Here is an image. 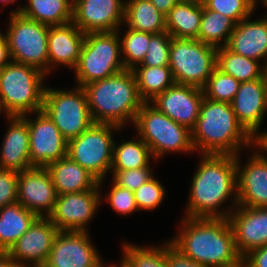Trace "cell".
<instances>
[{
  "label": "cell",
  "mask_w": 267,
  "mask_h": 267,
  "mask_svg": "<svg viewBox=\"0 0 267 267\" xmlns=\"http://www.w3.org/2000/svg\"><path fill=\"white\" fill-rule=\"evenodd\" d=\"M118 31L85 34L81 55L73 69L77 86L114 76L125 70ZM120 57V58H119Z\"/></svg>",
  "instance_id": "cell-7"
},
{
  "label": "cell",
  "mask_w": 267,
  "mask_h": 267,
  "mask_svg": "<svg viewBox=\"0 0 267 267\" xmlns=\"http://www.w3.org/2000/svg\"><path fill=\"white\" fill-rule=\"evenodd\" d=\"M1 3H4L3 5H6V4H13L14 2H16V0H0Z\"/></svg>",
  "instance_id": "cell-54"
},
{
  "label": "cell",
  "mask_w": 267,
  "mask_h": 267,
  "mask_svg": "<svg viewBox=\"0 0 267 267\" xmlns=\"http://www.w3.org/2000/svg\"><path fill=\"white\" fill-rule=\"evenodd\" d=\"M121 41V58L125 69L132 70L141 64L149 46L151 33L135 31L126 26Z\"/></svg>",
  "instance_id": "cell-35"
},
{
  "label": "cell",
  "mask_w": 267,
  "mask_h": 267,
  "mask_svg": "<svg viewBox=\"0 0 267 267\" xmlns=\"http://www.w3.org/2000/svg\"><path fill=\"white\" fill-rule=\"evenodd\" d=\"M235 209L228 220L236 249L243 258L250 251L267 245V207L236 206Z\"/></svg>",
  "instance_id": "cell-20"
},
{
  "label": "cell",
  "mask_w": 267,
  "mask_h": 267,
  "mask_svg": "<svg viewBox=\"0 0 267 267\" xmlns=\"http://www.w3.org/2000/svg\"><path fill=\"white\" fill-rule=\"evenodd\" d=\"M122 261L128 267H168L166 261V242L164 245L137 246L122 243Z\"/></svg>",
  "instance_id": "cell-34"
},
{
  "label": "cell",
  "mask_w": 267,
  "mask_h": 267,
  "mask_svg": "<svg viewBox=\"0 0 267 267\" xmlns=\"http://www.w3.org/2000/svg\"><path fill=\"white\" fill-rule=\"evenodd\" d=\"M89 231H59L44 267H103Z\"/></svg>",
  "instance_id": "cell-13"
},
{
  "label": "cell",
  "mask_w": 267,
  "mask_h": 267,
  "mask_svg": "<svg viewBox=\"0 0 267 267\" xmlns=\"http://www.w3.org/2000/svg\"><path fill=\"white\" fill-rule=\"evenodd\" d=\"M37 218L18 202L0 208V251H8Z\"/></svg>",
  "instance_id": "cell-29"
},
{
  "label": "cell",
  "mask_w": 267,
  "mask_h": 267,
  "mask_svg": "<svg viewBox=\"0 0 267 267\" xmlns=\"http://www.w3.org/2000/svg\"><path fill=\"white\" fill-rule=\"evenodd\" d=\"M258 0H251V5H252V10H253V13H254V11L256 10V8H257V4H258ZM260 4L262 5H264L265 6V8H267V0H260ZM256 7V8H255Z\"/></svg>",
  "instance_id": "cell-49"
},
{
  "label": "cell",
  "mask_w": 267,
  "mask_h": 267,
  "mask_svg": "<svg viewBox=\"0 0 267 267\" xmlns=\"http://www.w3.org/2000/svg\"><path fill=\"white\" fill-rule=\"evenodd\" d=\"M180 1H186V2H192V3L204 5L208 0H180Z\"/></svg>",
  "instance_id": "cell-50"
},
{
  "label": "cell",
  "mask_w": 267,
  "mask_h": 267,
  "mask_svg": "<svg viewBox=\"0 0 267 267\" xmlns=\"http://www.w3.org/2000/svg\"><path fill=\"white\" fill-rule=\"evenodd\" d=\"M85 33L73 22L49 26L48 30V74L56 65L74 69L81 55Z\"/></svg>",
  "instance_id": "cell-22"
},
{
  "label": "cell",
  "mask_w": 267,
  "mask_h": 267,
  "mask_svg": "<svg viewBox=\"0 0 267 267\" xmlns=\"http://www.w3.org/2000/svg\"><path fill=\"white\" fill-rule=\"evenodd\" d=\"M216 67L240 83L263 78L264 73L263 63L235 54L226 47L217 48Z\"/></svg>",
  "instance_id": "cell-32"
},
{
  "label": "cell",
  "mask_w": 267,
  "mask_h": 267,
  "mask_svg": "<svg viewBox=\"0 0 267 267\" xmlns=\"http://www.w3.org/2000/svg\"><path fill=\"white\" fill-rule=\"evenodd\" d=\"M128 28L156 34L166 31V18L150 0H125L124 23Z\"/></svg>",
  "instance_id": "cell-27"
},
{
  "label": "cell",
  "mask_w": 267,
  "mask_h": 267,
  "mask_svg": "<svg viewBox=\"0 0 267 267\" xmlns=\"http://www.w3.org/2000/svg\"><path fill=\"white\" fill-rule=\"evenodd\" d=\"M242 259L246 267H267V245L250 251Z\"/></svg>",
  "instance_id": "cell-44"
},
{
  "label": "cell",
  "mask_w": 267,
  "mask_h": 267,
  "mask_svg": "<svg viewBox=\"0 0 267 267\" xmlns=\"http://www.w3.org/2000/svg\"><path fill=\"white\" fill-rule=\"evenodd\" d=\"M58 195L100 189L98 180L68 156L46 166Z\"/></svg>",
  "instance_id": "cell-25"
},
{
  "label": "cell",
  "mask_w": 267,
  "mask_h": 267,
  "mask_svg": "<svg viewBox=\"0 0 267 267\" xmlns=\"http://www.w3.org/2000/svg\"><path fill=\"white\" fill-rule=\"evenodd\" d=\"M139 139H137V138ZM150 158H154L149 146L137 135L129 141L122 139L121 144L114 142L113 160L110 171H125L150 167Z\"/></svg>",
  "instance_id": "cell-30"
},
{
  "label": "cell",
  "mask_w": 267,
  "mask_h": 267,
  "mask_svg": "<svg viewBox=\"0 0 267 267\" xmlns=\"http://www.w3.org/2000/svg\"><path fill=\"white\" fill-rule=\"evenodd\" d=\"M191 132L193 147L201 154L236 156L242 149L255 146V139L237 121L231 103L205 97Z\"/></svg>",
  "instance_id": "cell-3"
},
{
  "label": "cell",
  "mask_w": 267,
  "mask_h": 267,
  "mask_svg": "<svg viewBox=\"0 0 267 267\" xmlns=\"http://www.w3.org/2000/svg\"><path fill=\"white\" fill-rule=\"evenodd\" d=\"M121 129L111 124L93 123L78 137L68 141L67 156L92 174L99 181V187L111 169L113 132Z\"/></svg>",
  "instance_id": "cell-8"
},
{
  "label": "cell",
  "mask_w": 267,
  "mask_h": 267,
  "mask_svg": "<svg viewBox=\"0 0 267 267\" xmlns=\"http://www.w3.org/2000/svg\"><path fill=\"white\" fill-rule=\"evenodd\" d=\"M239 86L240 82L237 79L216 67L202 89L207 99L231 103Z\"/></svg>",
  "instance_id": "cell-36"
},
{
  "label": "cell",
  "mask_w": 267,
  "mask_h": 267,
  "mask_svg": "<svg viewBox=\"0 0 267 267\" xmlns=\"http://www.w3.org/2000/svg\"><path fill=\"white\" fill-rule=\"evenodd\" d=\"M58 232L48 217H38L7 252L17 266H44Z\"/></svg>",
  "instance_id": "cell-17"
},
{
  "label": "cell",
  "mask_w": 267,
  "mask_h": 267,
  "mask_svg": "<svg viewBox=\"0 0 267 267\" xmlns=\"http://www.w3.org/2000/svg\"><path fill=\"white\" fill-rule=\"evenodd\" d=\"M201 155L202 159L191 181L189 202L184 217L228 218L238 204L236 156ZM230 197L233 201L232 210L231 208L222 210L220 207L230 200Z\"/></svg>",
  "instance_id": "cell-1"
},
{
  "label": "cell",
  "mask_w": 267,
  "mask_h": 267,
  "mask_svg": "<svg viewBox=\"0 0 267 267\" xmlns=\"http://www.w3.org/2000/svg\"><path fill=\"white\" fill-rule=\"evenodd\" d=\"M72 8L73 0H28V4L19 5L10 14H21L39 23L55 26L72 22Z\"/></svg>",
  "instance_id": "cell-26"
},
{
  "label": "cell",
  "mask_w": 267,
  "mask_h": 267,
  "mask_svg": "<svg viewBox=\"0 0 267 267\" xmlns=\"http://www.w3.org/2000/svg\"><path fill=\"white\" fill-rule=\"evenodd\" d=\"M124 0H73L72 22L85 34L121 30Z\"/></svg>",
  "instance_id": "cell-15"
},
{
  "label": "cell",
  "mask_w": 267,
  "mask_h": 267,
  "mask_svg": "<svg viewBox=\"0 0 267 267\" xmlns=\"http://www.w3.org/2000/svg\"><path fill=\"white\" fill-rule=\"evenodd\" d=\"M203 99L202 88L175 83L150 103L173 121L192 130L196 126Z\"/></svg>",
  "instance_id": "cell-19"
},
{
  "label": "cell",
  "mask_w": 267,
  "mask_h": 267,
  "mask_svg": "<svg viewBox=\"0 0 267 267\" xmlns=\"http://www.w3.org/2000/svg\"><path fill=\"white\" fill-rule=\"evenodd\" d=\"M171 243L185 256L207 267L235 265L242 260L228 218L183 217Z\"/></svg>",
  "instance_id": "cell-2"
},
{
  "label": "cell",
  "mask_w": 267,
  "mask_h": 267,
  "mask_svg": "<svg viewBox=\"0 0 267 267\" xmlns=\"http://www.w3.org/2000/svg\"><path fill=\"white\" fill-rule=\"evenodd\" d=\"M45 76L35 67L11 60L0 70V113L7 117L41 111Z\"/></svg>",
  "instance_id": "cell-5"
},
{
  "label": "cell",
  "mask_w": 267,
  "mask_h": 267,
  "mask_svg": "<svg viewBox=\"0 0 267 267\" xmlns=\"http://www.w3.org/2000/svg\"><path fill=\"white\" fill-rule=\"evenodd\" d=\"M171 39L172 37L166 31L151 34L145 58L137 66H169Z\"/></svg>",
  "instance_id": "cell-37"
},
{
  "label": "cell",
  "mask_w": 267,
  "mask_h": 267,
  "mask_svg": "<svg viewBox=\"0 0 267 267\" xmlns=\"http://www.w3.org/2000/svg\"><path fill=\"white\" fill-rule=\"evenodd\" d=\"M18 203L38 217H48L55 207L57 191L46 167L19 172Z\"/></svg>",
  "instance_id": "cell-18"
},
{
  "label": "cell",
  "mask_w": 267,
  "mask_h": 267,
  "mask_svg": "<svg viewBox=\"0 0 267 267\" xmlns=\"http://www.w3.org/2000/svg\"><path fill=\"white\" fill-rule=\"evenodd\" d=\"M231 106L237 121L255 139L261 133L267 112V87L264 77L240 83Z\"/></svg>",
  "instance_id": "cell-21"
},
{
  "label": "cell",
  "mask_w": 267,
  "mask_h": 267,
  "mask_svg": "<svg viewBox=\"0 0 267 267\" xmlns=\"http://www.w3.org/2000/svg\"><path fill=\"white\" fill-rule=\"evenodd\" d=\"M235 26L236 23L232 19L202 5V18L197 40L215 48L225 47Z\"/></svg>",
  "instance_id": "cell-33"
},
{
  "label": "cell",
  "mask_w": 267,
  "mask_h": 267,
  "mask_svg": "<svg viewBox=\"0 0 267 267\" xmlns=\"http://www.w3.org/2000/svg\"><path fill=\"white\" fill-rule=\"evenodd\" d=\"M42 111L68 141L78 137L94 123L86 94L79 86L70 90L52 89L46 86Z\"/></svg>",
  "instance_id": "cell-10"
},
{
  "label": "cell",
  "mask_w": 267,
  "mask_h": 267,
  "mask_svg": "<svg viewBox=\"0 0 267 267\" xmlns=\"http://www.w3.org/2000/svg\"><path fill=\"white\" fill-rule=\"evenodd\" d=\"M49 26L21 14H10L3 33L8 41L11 59L35 67L48 76Z\"/></svg>",
  "instance_id": "cell-11"
},
{
  "label": "cell",
  "mask_w": 267,
  "mask_h": 267,
  "mask_svg": "<svg viewBox=\"0 0 267 267\" xmlns=\"http://www.w3.org/2000/svg\"><path fill=\"white\" fill-rule=\"evenodd\" d=\"M31 114H37L36 118H30L29 113L22 117L28 124L32 167H46L52 162L66 157L68 140L48 115L42 110Z\"/></svg>",
  "instance_id": "cell-12"
},
{
  "label": "cell",
  "mask_w": 267,
  "mask_h": 267,
  "mask_svg": "<svg viewBox=\"0 0 267 267\" xmlns=\"http://www.w3.org/2000/svg\"><path fill=\"white\" fill-rule=\"evenodd\" d=\"M263 77H264L265 84H266V87H267V63L264 65Z\"/></svg>",
  "instance_id": "cell-53"
},
{
  "label": "cell",
  "mask_w": 267,
  "mask_h": 267,
  "mask_svg": "<svg viewBox=\"0 0 267 267\" xmlns=\"http://www.w3.org/2000/svg\"><path fill=\"white\" fill-rule=\"evenodd\" d=\"M250 16L236 24L226 48L235 54L267 63V14L264 18L249 20Z\"/></svg>",
  "instance_id": "cell-23"
},
{
  "label": "cell",
  "mask_w": 267,
  "mask_h": 267,
  "mask_svg": "<svg viewBox=\"0 0 267 267\" xmlns=\"http://www.w3.org/2000/svg\"><path fill=\"white\" fill-rule=\"evenodd\" d=\"M0 267H18L7 251H0Z\"/></svg>",
  "instance_id": "cell-47"
},
{
  "label": "cell",
  "mask_w": 267,
  "mask_h": 267,
  "mask_svg": "<svg viewBox=\"0 0 267 267\" xmlns=\"http://www.w3.org/2000/svg\"><path fill=\"white\" fill-rule=\"evenodd\" d=\"M94 123L111 124L123 129L135 121L144 101L132 70L124 71L82 86Z\"/></svg>",
  "instance_id": "cell-4"
},
{
  "label": "cell",
  "mask_w": 267,
  "mask_h": 267,
  "mask_svg": "<svg viewBox=\"0 0 267 267\" xmlns=\"http://www.w3.org/2000/svg\"><path fill=\"white\" fill-rule=\"evenodd\" d=\"M262 132L255 138V146H257L263 153H267V131Z\"/></svg>",
  "instance_id": "cell-48"
},
{
  "label": "cell",
  "mask_w": 267,
  "mask_h": 267,
  "mask_svg": "<svg viewBox=\"0 0 267 267\" xmlns=\"http://www.w3.org/2000/svg\"><path fill=\"white\" fill-rule=\"evenodd\" d=\"M165 192L163 184L155 177L151 178L133 192L138 210L151 211L158 208L165 199Z\"/></svg>",
  "instance_id": "cell-38"
},
{
  "label": "cell",
  "mask_w": 267,
  "mask_h": 267,
  "mask_svg": "<svg viewBox=\"0 0 267 267\" xmlns=\"http://www.w3.org/2000/svg\"><path fill=\"white\" fill-rule=\"evenodd\" d=\"M111 185L110 192L106 193L104 199H101H106L113 211L125 216L138 211L133 191H130L128 188L119 187L114 183Z\"/></svg>",
  "instance_id": "cell-40"
},
{
  "label": "cell",
  "mask_w": 267,
  "mask_h": 267,
  "mask_svg": "<svg viewBox=\"0 0 267 267\" xmlns=\"http://www.w3.org/2000/svg\"><path fill=\"white\" fill-rule=\"evenodd\" d=\"M132 71L139 95L144 102L152 101L157 95L175 84L169 66H136Z\"/></svg>",
  "instance_id": "cell-31"
},
{
  "label": "cell",
  "mask_w": 267,
  "mask_h": 267,
  "mask_svg": "<svg viewBox=\"0 0 267 267\" xmlns=\"http://www.w3.org/2000/svg\"><path fill=\"white\" fill-rule=\"evenodd\" d=\"M9 127L0 151V168L22 172L32 168L29 129L22 116H7Z\"/></svg>",
  "instance_id": "cell-24"
},
{
  "label": "cell",
  "mask_w": 267,
  "mask_h": 267,
  "mask_svg": "<svg viewBox=\"0 0 267 267\" xmlns=\"http://www.w3.org/2000/svg\"><path fill=\"white\" fill-rule=\"evenodd\" d=\"M107 266H108V265H106V267H107ZM116 266H118V267H128L122 260L120 261L119 265L111 264V265H109L108 267H116Z\"/></svg>",
  "instance_id": "cell-52"
},
{
  "label": "cell",
  "mask_w": 267,
  "mask_h": 267,
  "mask_svg": "<svg viewBox=\"0 0 267 267\" xmlns=\"http://www.w3.org/2000/svg\"><path fill=\"white\" fill-rule=\"evenodd\" d=\"M18 267H44V266H18Z\"/></svg>",
  "instance_id": "cell-55"
},
{
  "label": "cell",
  "mask_w": 267,
  "mask_h": 267,
  "mask_svg": "<svg viewBox=\"0 0 267 267\" xmlns=\"http://www.w3.org/2000/svg\"><path fill=\"white\" fill-rule=\"evenodd\" d=\"M136 135L149 146L155 160L170 152H195L192 132L159 111L150 102H144L133 123Z\"/></svg>",
  "instance_id": "cell-6"
},
{
  "label": "cell",
  "mask_w": 267,
  "mask_h": 267,
  "mask_svg": "<svg viewBox=\"0 0 267 267\" xmlns=\"http://www.w3.org/2000/svg\"><path fill=\"white\" fill-rule=\"evenodd\" d=\"M153 5L163 14L167 15L180 0H150Z\"/></svg>",
  "instance_id": "cell-46"
},
{
  "label": "cell",
  "mask_w": 267,
  "mask_h": 267,
  "mask_svg": "<svg viewBox=\"0 0 267 267\" xmlns=\"http://www.w3.org/2000/svg\"><path fill=\"white\" fill-rule=\"evenodd\" d=\"M19 172L0 168V208L18 202Z\"/></svg>",
  "instance_id": "cell-42"
},
{
  "label": "cell",
  "mask_w": 267,
  "mask_h": 267,
  "mask_svg": "<svg viewBox=\"0 0 267 267\" xmlns=\"http://www.w3.org/2000/svg\"><path fill=\"white\" fill-rule=\"evenodd\" d=\"M166 32L175 38L198 39L202 5L179 1L165 16Z\"/></svg>",
  "instance_id": "cell-28"
},
{
  "label": "cell",
  "mask_w": 267,
  "mask_h": 267,
  "mask_svg": "<svg viewBox=\"0 0 267 267\" xmlns=\"http://www.w3.org/2000/svg\"><path fill=\"white\" fill-rule=\"evenodd\" d=\"M101 194L100 189H91L58 195L54 210L48 218L58 231L88 232V224L100 206Z\"/></svg>",
  "instance_id": "cell-14"
},
{
  "label": "cell",
  "mask_w": 267,
  "mask_h": 267,
  "mask_svg": "<svg viewBox=\"0 0 267 267\" xmlns=\"http://www.w3.org/2000/svg\"><path fill=\"white\" fill-rule=\"evenodd\" d=\"M225 267H246L245 261L242 259L240 262H238L235 265L225 266Z\"/></svg>",
  "instance_id": "cell-51"
},
{
  "label": "cell",
  "mask_w": 267,
  "mask_h": 267,
  "mask_svg": "<svg viewBox=\"0 0 267 267\" xmlns=\"http://www.w3.org/2000/svg\"><path fill=\"white\" fill-rule=\"evenodd\" d=\"M166 261L168 267H207L185 256L170 240L166 242Z\"/></svg>",
  "instance_id": "cell-43"
},
{
  "label": "cell",
  "mask_w": 267,
  "mask_h": 267,
  "mask_svg": "<svg viewBox=\"0 0 267 267\" xmlns=\"http://www.w3.org/2000/svg\"><path fill=\"white\" fill-rule=\"evenodd\" d=\"M204 5L209 10L232 19L236 24L253 15L251 0H208Z\"/></svg>",
  "instance_id": "cell-39"
},
{
  "label": "cell",
  "mask_w": 267,
  "mask_h": 267,
  "mask_svg": "<svg viewBox=\"0 0 267 267\" xmlns=\"http://www.w3.org/2000/svg\"><path fill=\"white\" fill-rule=\"evenodd\" d=\"M254 147L245 165L236 155L237 206L267 207V156Z\"/></svg>",
  "instance_id": "cell-16"
},
{
  "label": "cell",
  "mask_w": 267,
  "mask_h": 267,
  "mask_svg": "<svg viewBox=\"0 0 267 267\" xmlns=\"http://www.w3.org/2000/svg\"><path fill=\"white\" fill-rule=\"evenodd\" d=\"M216 63L217 48L197 39L172 37L169 67L176 84L203 88Z\"/></svg>",
  "instance_id": "cell-9"
},
{
  "label": "cell",
  "mask_w": 267,
  "mask_h": 267,
  "mask_svg": "<svg viewBox=\"0 0 267 267\" xmlns=\"http://www.w3.org/2000/svg\"><path fill=\"white\" fill-rule=\"evenodd\" d=\"M151 167L129 169L125 171H111L113 183L119 187L136 191L144 183L154 177Z\"/></svg>",
  "instance_id": "cell-41"
},
{
  "label": "cell",
  "mask_w": 267,
  "mask_h": 267,
  "mask_svg": "<svg viewBox=\"0 0 267 267\" xmlns=\"http://www.w3.org/2000/svg\"><path fill=\"white\" fill-rule=\"evenodd\" d=\"M11 60L12 59L9 52L7 38L0 30V70L5 67Z\"/></svg>",
  "instance_id": "cell-45"
}]
</instances>
